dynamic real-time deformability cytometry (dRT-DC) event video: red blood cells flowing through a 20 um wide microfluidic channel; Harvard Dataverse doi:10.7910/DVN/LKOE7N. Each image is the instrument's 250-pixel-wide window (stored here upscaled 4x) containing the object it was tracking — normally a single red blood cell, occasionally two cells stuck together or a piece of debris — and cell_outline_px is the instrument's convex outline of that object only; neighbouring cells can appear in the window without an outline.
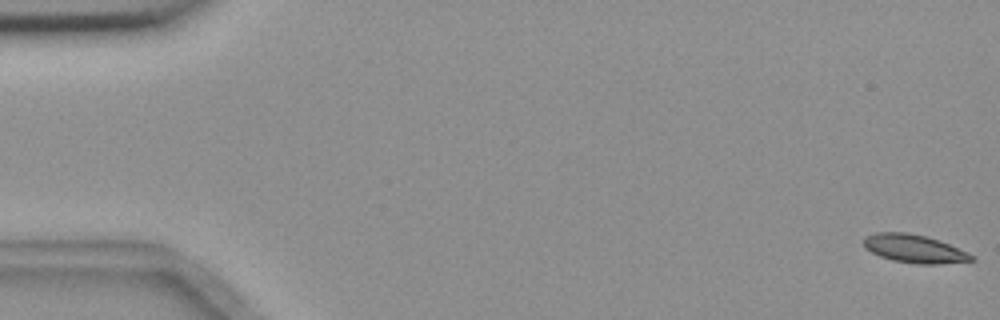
{"species": "common noctule bat (a hibernating species)", "species_latin": "Nyctalus noctula", "temperature_condition": "room temperature", "stored_images_in_passage": 7, "camera_frame_rate_fps": 3000, "um_per_image_px": 0.085, "animal": {"sex": "female", "body_mass_g": 18.4}, "frame": {"image": 1, "passage_image": 1, "time_ms": 0.0, "image_size_px": [1000, 320], "cell_outline_px": [[976, 260], [936, 264], [916, 264], [892, 260], [880, 256], [864, 248], [864, 236], [876, 232], [908, 232], [928, 236], [940, 240], [968, 252]], "centroid_in_image_um": [77.7, 21.12], "position_along_channel_um": 7.3, "area_um2": 17.86}}
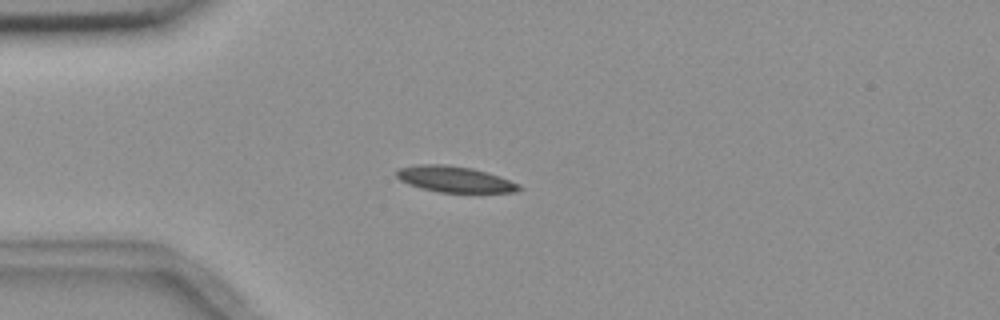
{"frame": {"image": 2, "passage_image": 5, "time_ms": 4.667, "image_size_px": [1000, 320], "cell_outline_px": [[524, 188], [516, 192], [440, 192], [420, 188], [408, 184], [400, 180], [396, 176], [396, 172], [400, 168], [416, 164], [444, 164], [472, 168], [500, 176], [520, 184]], "centroid_in_image_um": [38.66, 15.23], "position_along_channel_um": 46.3, "area_um2": 18.61}}